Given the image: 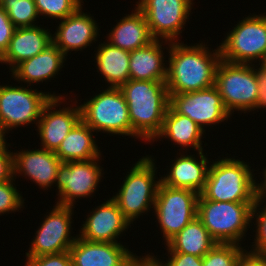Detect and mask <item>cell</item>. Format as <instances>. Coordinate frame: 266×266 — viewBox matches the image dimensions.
Returning a JSON list of instances; mask_svg holds the SVG:
<instances>
[{
    "label": "cell",
    "instance_id": "33",
    "mask_svg": "<svg viewBox=\"0 0 266 266\" xmlns=\"http://www.w3.org/2000/svg\"><path fill=\"white\" fill-rule=\"evenodd\" d=\"M263 205V206H261ZM255 222V223H254ZM252 227L255 229L252 232H255L253 242L250 245V251L266 254V203L255 202V205L252 209ZM254 225V226H253Z\"/></svg>",
    "mask_w": 266,
    "mask_h": 266
},
{
    "label": "cell",
    "instance_id": "28",
    "mask_svg": "<svg viewBox=\"0 0 266 266\" xmlns=\"http://www.w3.org/2000/svg\"><path fill=\"white\" fill-rule=\"evenodd\" d=\"M218 242L210 235L198 217L190 221L165 245L166 252L186 253L204 257Z\"/></svg>",
    "mask_w": 266,
    "mask_h": 266
},
{
    "label": "cell",
    "instance_id": "31",
    "mask_svg": "<svg viewBox=\"0 0 266 266\" xmlns=\"http://www.w3.org/2000/svg\"><path fill=\"white\" fill-rule=\"evenodd\" d=\"M39 16L53 20H63L73 14L81 5L83 0H34ZM83 3V4H82Z\"/></svg>",
    "mask_w": 266,
    "mask_h": 266
},
{
    "label": "cell",
    "instance_id": "23",
    "mask_svg": "<svg viewBox=\"0 0 266 266\" xmlns=\"http://www.w3.org/2000/svg\"><path fill=\"white\" fill-rule=\"evenodd\" d=\"M169 47V41L154 39L148 45L130 51V79L166 82L167 55L164 51Z\"/></svg>",
    "mask_w": 266,
    "mask_h": 266
},
{
    "label": "cell",
    "instance_id": "9",
    "mask_svg": "<svg viewBox=\"0 0 266 266\" xmlns=\"http://www.w3.org/2000/svg\"><path fill=\"white\" fill-rule=\"evenodd\" d=\"M12 85H0V124L7 135L22 126L35 124L37 127L42 109L51 97L65 95L43 92L23 84Z\"/></svg>",
    "mask_w": 266,
    "mask_h": 266
},
{
    "label": "cell",
    "instance_id": "2",
    "mask_svg": "<svg viewBox=\"0 0 266 266\" xmlns=\"http://www.w3.org/2000/svg\"><path fill=\"white\" fill-rule=\"evenodd\" d=\"M119 89L128 105L133 138L151 143L160 133L170 105L166 83L129 79Z\"/></svg>",
    "mask_w": 266,
    "mask_h": 266
},
{
    "label": "cell",
    "instance_id": "25",
    "mask_svg": "<svg viewBox=\"0 0 266 266\" xmlns=\"http://www.w3.org/2000/svg\"><path fill=\"white\" fill-rule=\"evenodd\" d=\"M124 15L126 16L121 17L106 34L107 42L114 47L134 51L154 40L145 16L136 6L131 13Z\"/></svg>",
    "mask_w": 266,
    "mask_h": 266
},
{
    "label": "cell",
    "instance_id": "37",
    "mask_svg": "<svg viewBox=\"0 0 266 266\" xmlns=\"http://www.w3.org/2000/svg\"><path fill=\"white\" fill-rule=\"evenodd\" d=\"M168 259H162L164 266H202L203 257L194 256L186 253L166 252ZM164 260V261H163Z\"/></svg>",
    "mask_w": 266,
    "mask_h": 266
},
{
    "label": "cell",
    "instance_id": "6",
    "mask_svg": "<svg viewBox=\"0 0 266 266\" xmlns=\"http://www.w3.org/2000/svg\"><path fill=\"white\" fill-rule=\"evenodd\" d=\"M254 205L255 202L211 201L199 194L197 217L216 242L242 245L252 227Z\"/></svg>",
    "mask_w": 266,
    "mask_h": 266
},
{
    "label": "cell",
    "instance_id": "32",
    "mask_svg": "<svg viewBox=\"0 0 266 266\" xmlns=\"http://www.w3.org/2000/svg\"><path fill=\"white\" fill-rule=\"evenodd\" d=\"M15 178L0 182V215H5L23 211L25 208V198L22 192L15 185Z\"/></svg>",
    "mask_w": 266,
    "mask_h": 266
},
{
    "label": "cell",
    "instance_id": "17",
    "mask_svg": "<svg viewBox=\"0 0 266 266\" xmlns=\"http://www.w3.org/2000/svg\"><path fill=\"white\" fill-rule=\"evenodd\" d=\"M83 6L81 5L73 14L58 21V26H55L56 31L52 34V43L66 57L72 51L82 52L88 47L90 50V46L99 41L97 38L100 36L101 26L98 25L93 14L84 13Z\"/></svg>",
    "mask_w": 266,
    "mask_h": 266
},
{
    "label": "cell",
    "instance_id": "41",
    "mask_svg": "<svg viewBox=\"0 0 266 266\" xmlns=\"http://www.w3.org/2000/svg\"><path fill=\"white\" fill-rule=\"evenodd\" d=\"M264 75V90H263V99H264V110L266 109V60L260 65Z\"/></svg>",
    "mask_w": 266,
    "mask_h": 266
},
{
    "label": "cell",
    "instance_id": "35",
    "mask_svg": "<svg viewBox=\"0 0 266 266\" xmlns=\"http://www.w3.org/2000/svg\"><path fill=\"white\" fill-rule=\"evenodd\" d=\"M8 142L0 146V182H6L14 178L13 150ZM10 150H9V148Z\"/></svg>",
    "mask_w": 266,
    "mask_h": 266
},
{
    "label": "cell",
    "instance_id": "16",
    "mask_svg": "<svg viewBox=\"0 0 266 266\" xmlns=\"http://www.w3.org/2000/svg\"><path fill=\"white\" fill-rule=\"evenodd\" d=\"M87 216V218H86ZM80 226L78 237L92 242H118L119 237L131 228V223L123 216L116 202L109 197L92 208Z\"/></svg>",
    "mask_w": 266,
    "mask_h": 266
},
{
    "label": "cell",
    "instance_id": "13",
    "mask_svg": "<svg viewBox=\"0 0 266 266\" xmlns=\"http://www.w3.org/2000/svg\"><path fill=\"white\" fill-rule=\"evenodd\" d=\"M194 3V0H138L134 5L145 16L154 39L178 42L192 9L195 10Z\"/></svg>",
    "mask_w": 266,
    "mask_h": 266
},
{
    "label": "cell",
    "instance_id": "34",
    "mask_svg": "<svg viewBox=\"0 0 266 266\" xmlns=\"http://www.w3.org/2000/svg\"><path fill=\"white\" fill-rule=\"evenodd\" d=\"M25 261L24 266H72L69 251L38 257H26Z\"/></svg>",
    "mask_w": 266,
    "mask_h": 266
},
{
    "label": "cell",
    "instance_id": "29",
    "mask_svg": "<svg viewBox=\"0 0 266 266\" xmlns=\"http://www.w3.org/2000/svg\"><path fill=\"white\" fill-rule=\"evenodd\" d=\"M0 5L16 28L32 27L39 23L40 16L34 0H4Z\"/></svg>",
    "mask_w": 266,
    "mask_h": 266
},
{
    "label": "cell",
    "instance_id": "14",
    "mask_svg": "<svg viewBox=\"0 0 266 266\" xmlns=\"http://www.w3.org/2000/svg\"><path fill=\"white\" fill-rule=\"evenodd\" d=\"M170 106L179 114L189 117L205 132L231 120L215 85L199 91L169 94ZM210 127V128H209Z\"/></svg>",
    "mask_w": 266,
    "mask_h": 266
},
{
    "label": "cell",
    "instance_id": "24",
    "mask_svg": "<svg viewBox=\"0 0 266 266\" xmlns=\"http://www.w3.org/2000/svg\"><path fill=\"white\" fill-rule=\"evenodd\" d=\"M206 132L198 126L193 120L187 116H183L177 113L170 105L166 111L163 126L160 133L155 137V139L150 143L153 145L154 142L162 141L165 138L170 145H177L180 152L194 150L200 151L205 150L202 146V137H204ZM163 139V140H161Z\"/></svg>",
    "mask_w": 266,
    "mask_h": 266
},
{
    "label": "cell",
    "instance_id": "18",
    "mask_svg": "<svg viewBox=\"0 0 266 266\" xmlns=\"http://www.w3.org/2000/svg\"><path fill=\"white\" fill-rule=\"evenodd\" d=\"M205 150L197 151L191 154L190 151H183L182 153L177 150L176 158L172 159L169 166L164 169L166 174L159 176L161 183L171 187L180 189H190L198 194H201L205 188L208 169L211 161L208 160V154L204 153ZM189 153V155H188ZM197 156V157H196Z\"/></svg>",
    "mask_w": 266,
    "mask_h": 266
},
{
    "label": "cell",
    "instance_id": "22",
    "mask_svg": "<svg viewBox=\"0 0 266 266\" xmlns=\"http://www.w3.org/2000/svg\"><path fill=\"white\" fill-rule=\"evenodd\" d=\"M36 25L16 28L5 53L0 57V64L9 67V73L21 62L36 56L52 44L50 29Z\"/></svg>",
    "mask_w": 266,
    "mask_h": 266
},
{
    "label": "cell",
    "instance_id": "40",
    "mask_svg": "<svg viewBox=\"0 0 266 266\" xmlns=\"http://www.w3.org/2000/svg\"><path fill=\"white\" fill-rule=\"evenodd\" d=\"M260 173H262V178L259 179L260 183L258 179H255V198L257 202L266 203V167Z\"/></svg>",
    "mask_w": 266,
    "mask_h": 266
},
{
    "label": "cell",
    "instance_id": "10",
    "mask_svg": "<svg viewBox=\"0 0 266 266\" xmlns=\"http://www.w3.org/2000/svg\"><path fill=\"white\" fill-rule=\"evenodd\" d=\"M199 194L190 189L171 188L160 182L154 203L156 226L165 244L197 217Z\"/></svg>",
    "mask_w": 266,
    "mask_h": 266
},
{
    "label": "cell",
    "instance_id": "20",
    "mask_svg": "<svg viewBox=\"0 0 266 266\" xmlns=\"http://www.w3.org/2000/svg\"><path fill=\"white\" fill-rule=\"evenodd\" d=\"M69 252L72 266H126L135 255L123 243L92 242L80 237Z\"/></svg>",
    "mask_w": 266,
    "mask_h": 266
},
{
    "label": "cell",
    "instance_id": "21",
    "mask_svg": "<svg viewBox=\"0 0 266 266\" xmlns=\"http://www.w3.org/2000/svg\"><path fill=\"white\" fill-rule=\"evenodd\" d=\"M67 57L53 43L41 53L19 63L10 73L15 82L27 86L51 82L65 67ZM53 78V79H52ZM47 80V81H46ZM34 84V85H33Z\"/></svg>",
    "mask_w": 266,
    "mask_h": 266
},
{
    "label": "cell",
    "instance_id": "42",
    "mask_svg": "<svg viewBox=\"0 0 266 266\" xmlns=\"http://www.w3.org/2000/svg\"><path fill=\"white\" fill-rule=\"evenodd\" d=\"M8 135L4 132V130L2 129L1 127V124H0V146H4L8 140Z\"/></svg>",
    "mask_w": 266,
    "mask_h": 266
},
{
    "label": "cell",
    "instance_id": "4",
    "mask_svg": "<svg viewBox=\"0 0 266 266\" xmlns=\"http://www.w3.org/2000/svg\"><path fill=\"white\" fill-rule=\"evenodd\" d=\"M218 156L210 159L205 188L201 195L211 201L256 202L255 175L249 162ZM241 159V160H240ZM252 168V169H251ZM255 177V178H254Z\"/></svg>",
    "mask_w": 266,
    "mask_h": 266
},
{
    "label": "cell",
    "instance_id": "38",
    "mask_svg": "<svg viewBox=\"0 0 266 266\" xmlns=\"http://www.w3.org/2000/svg\"><path fill=\"white\" fill-rule=\"evenodd\" d=\"M247 248L239 256L236 266H266V254L255 253Z\"/></svg>",
    "mask_w": 266,
    "mask_h": 266
},
{
    "label": "cell",
    "instance_id": "19",
    "mask_svg": "<svg viewBox=\"0 0 266 266\" xmlns=\"http://www.w3.org/2000/svg\"><path fill=\"white\" fill-rule=\"evenodd\" d=\"M61 163L62 161L55 152L40 147L38 149L35 147V149L14 150V178L22 176L38 185V188L43 191L51 190L54 188Z\"/></svg>",
    "mask_w": 266,
    "mask_h": 266
},
{
    "label": "cell",
    "instance_id": "5",
    "mask_svg": "<svg viewBox=\"0 0 266 266\" xmlns=\"http://www.w3.org/2000/svg\"><path fill=\"white\" fill-rule=\"evenodd\" d=\"M145 155L131 166L128 174L123 177L118 192L111 197L132 225L141 215H148V212L153 211L161 182L160 177H157V169L160 168L156 165L157 157L155 159L153 155Z\"/></svg>",
    "mask_w": 266,
    "mask_h": 266
},
{
    "label": "cell",
    "instance_id": "11",
    "mask_svg": "<svg viewBox=\"0 0 266 266\" xmlns=\"http://www.w3.org/2000/svg\"><path fill=\"white\" fill-rule=\"evenodd\" d=\"M102 159L104 160L99 157L87 161L62 162L54 185L57 187L55 203L75 207L76 202L82 198H94L100 187L99 183L104 178V168L100 166Z\"/></svg>",
    "mask_w": 266,
    "mask_h": 266
},
{
    "label": "cell",
    "instance_id": "30",
    "mask_svg": "<svg viewBox=\"0 0 266 266\" xmlns=\"http://www.w3.org/2000/svg\"><path fill=\"white\" fill-rule=\"evenodd\" d=\"M247 245L217 243L204 257L202 266H236Z\"/></svg>",
    "mask_w": 266,
    "mask_h": 266
},
{
    "label": "cell",
    "instance_id": "1",
    "mask_svg": "<svg viewBox=\"0 0 266 266\" xmlns=\"http://www.w3.org/2000/svg\"><path fill=\"white\" fill-rule=\"evenodd\" d=\"M206 43L201 40L191 45L183 41L170 42L166 50L169 54L165 82L168 94L194 92L215 85L221 52L218 44L213 50L208 47V39Z\"/></svg>",
    "mask_w": 266,
    "mask_h": 266
},
{
    "label": "cell",
    "instance_id": "8",
    "mask_svg": "<svg viewBox=\"0 0 266 266\" xmlns=\"http://www.w3.org/2000/svg\"><path fill=\"white\" fill-rule=\"evenodd\" d=\"M226 34L219 44L222 60L253 65L266 60V12L250 13Z\"/></svg>",
    "mask_w": 266,
    "mask_h": 266
},
{
    "label": "cell",
    "instance_id": "26",
    "mask_svg": "<svg viewBox=\"0 0 266 266\" xmlns=\"http://www.w3.org/2000/svg\"><path fill=\"white\" fill-rule=\"evenodd\" d=\"M94 52L96 72L103 77L106 87H120L130 79V51L100 41ZM96 60V61H95Z\"/></svg>",
    "mask_w": 266,
    "mask_h": 266
},
{
    "label": "cell",
    "instance_id": "7",
    "mask_svg": "<svg viewBox=\"0 0 266 266\" xmlns=\"http://www.w3.org/2000/svg\"><path fill=\"white\" fill-rule=\"evenodd\" d=\"M95 95L79 101L81 120L96 134L106 133L109 136H128L133 139L128 105L119 87H106ZM81 104V105H80Z\"/></svg>",
    "mask_w": 266,
    "mask_h": 266
},
{
    "label": "cell",
    "instance_id": "27",
    "mask_svg": "<svg viewBox=\"0 0 266 266\" xmlns=\"http://www.w3.org/2000/svg\"><path fill=\"white\" fill-rule=\"evenodd\" d=\"M95 132L80 120L61 142L55 154L62 162L87 161L102 157Z\"/></svg>",
    "mask_w": 266,
    "mask_h": 266
},
{
    "label": "cell",
    "instance_id": "12",
    "mask_svg": "<svg viewBox=\"0 0 266 266\" xmlns=\"http://www.w3.org/2000/svg\"><path fill=\"white\" fill-rule=\"evenodd\" d=\"M46 212L25 257L58 254L69 251L78 235L73 234L74 206L56 204Z\"/></svg>",
    "mask_w": 266,
    "mask_h": 266
},
{
    "label": "cell",
    "instance_id": "36",
    "mask_svg": "<svg viewBox=\"0 0 266 266\" xmlns=\"http://www.w3.org/2000/svg\"><path fill=\"white\" fill-rule=\"evenodd\" d=\"M16 27L0 5V57L7 50Z\"/></svg>",
    "mask_w": 266,
    "mask_h": 266
},
{
    "label": "cell",
    "instance_id": "39",
    "mask_svg": "<svg viewBox=\"0 0 266 266\" xmlns=\"http://www.w3.org/2000/svg\"><path fill=\"white\" fill-rule=\"evenodd\" d=\"M145 255H135L127 262L126 266H164V263L158 256L147 252Z\"/></svg>",
    "mask_w": 266,
    "mask_h": 266
},
{
    "label": "cell",
    "instance_id": "15",
    "mask_svg": "<svg viewBox=\"0 0 266 266\" xmlns=\"http://www.w3.org/2000/svg\"><path fill=\"white\" fill-rule=\"evenodd\" d=\"M66 97L67 95L64 97H51L43 107L36 128V132H38L36 134H38L41 141L39 143L40 148L55 152L72 128L81 120V110L77 104L76 97L74 98L75 101L71 97ZM70 98L73 101L71 100L67 103L66 100ZM62 103L65 105L64 107L61 106L63 105Z\"/></svg>",
    "mask_w": 266,
    "mask_h": 266
},
{
    "label": "cell",
    "instance_id": "3",
    "mask_svg": "<svg viewBox=\"0 0 266 266\" xmlns=\"http://www.w3.org/2000/svg\"><path fill=\"white\" fill-rule=\"evenodd\" d=\"M215 86L231 116L237 111L238 114L264 111V75L260 65L221 59L216 69Z\"/></svg>",
    "mask_w": 266,
    "mask_h": 266
}]
</instances>
